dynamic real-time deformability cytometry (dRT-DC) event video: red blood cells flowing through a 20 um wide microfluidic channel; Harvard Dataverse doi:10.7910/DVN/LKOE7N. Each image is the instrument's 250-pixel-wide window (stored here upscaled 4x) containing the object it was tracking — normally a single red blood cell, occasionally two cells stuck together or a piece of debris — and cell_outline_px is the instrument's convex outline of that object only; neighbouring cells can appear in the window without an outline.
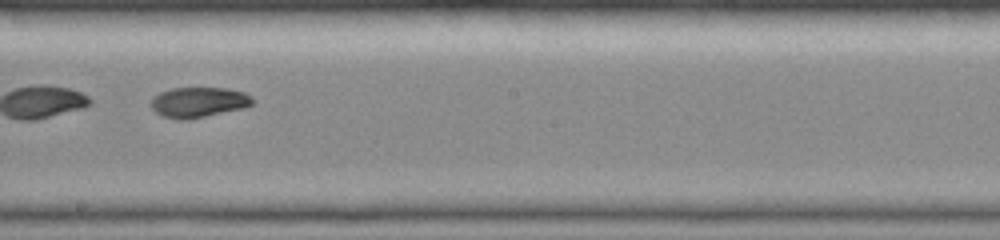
{"species": "common noctule bat (a hibernating species)", "species_latin": "Nyctalus noctula", "temperature_condition": "room temperature", "stored_images_in_passage": 31, "camera_frame_rate_fps": 3000, "um_per_image_px": 0.085, "animal": {"sex": "female", "body_mass_g": 19.0, "forearm_length_mm": 51.5}, "frame": {"image": 1, "passage_image": 14, "time_ms": 4.333, "image_size_px": [1000, 240], "cell_outline_px": [[252, 104], [244, 108], [188, 120], [180, 120], [164, 116], [156, 112], [152, 108], [152, 100], [160, 92], [172, 88], [228, 88], [244, 92], [252, 96]], "centroid_in_image_um": [16.91, 8.69], "position_along_channel_um": 231.3, "area_um2": 17.8}, "authors_computed_cell_mechanics": {"area_um2": 18.3804, "velocity_mm_per_s": 4.3327, "shape_relaxation_time_tau1_ms": null, "shape_relaxation_time_tau2_ms": 5.2336, "deformation_change_tau1": null, "deformation_change_tau2": 0.0676}}